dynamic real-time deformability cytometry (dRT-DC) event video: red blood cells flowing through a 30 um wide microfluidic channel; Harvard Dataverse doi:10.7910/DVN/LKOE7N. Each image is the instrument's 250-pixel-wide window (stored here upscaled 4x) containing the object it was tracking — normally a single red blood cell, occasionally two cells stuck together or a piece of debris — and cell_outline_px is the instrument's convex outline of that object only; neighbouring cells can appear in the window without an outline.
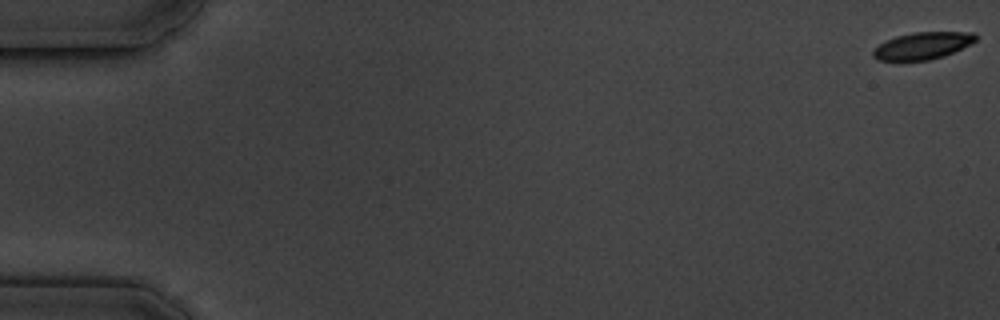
{"species": "common noctule bat (a hibernating species)", "species_latin": "Nyctalus noctula", "temperature_condition": "cold", "stored_images_in_passage": 5, "camera_frame_rate_fps": 3000, "um_per_image_px": 0.085, "animal": {"sex": "male", "body_mass_g": 19.5, "forearm_length_mm": 54.6}, "frame": {"image": 1, "passage_image": 1, "time_ms": 0.0, "image_size_px": [1000, 320], "cell_outline_px": [[976, 40], [944, 56], [928, 60], [876, 60], [872, 56], [872, 52], [880, 44], [896, 36], [912, 32], [976, 32]], "centroid_in_image_um": [78.4, 3.88], "position_along_channel_um": 6.6, "area_um2": 15.9}}
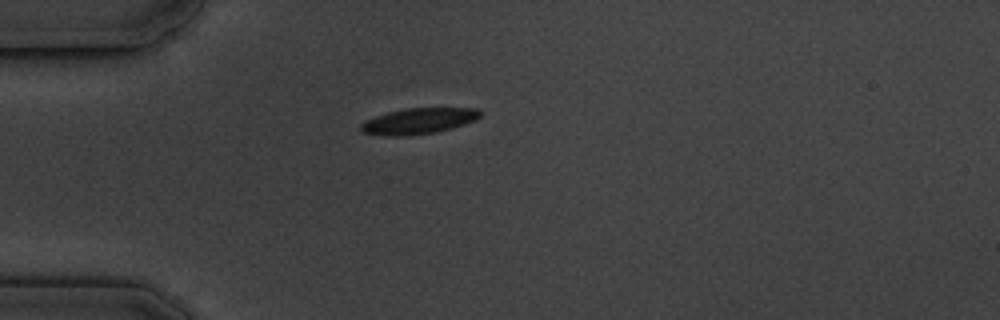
{"frame": {"image": 2, "passage_image": 5, "time_ms": 5.333, "image_size_px": [1000, 320], "cell_outline_px": [[480, 116], [476, 120], [452, 128], [436, 132], [400, 136], [388, 136], [364, 132], [360, 128], [360, 124], [376, 116], [388, 112], [404, 108], [476, 108], [480, 112]], "centroid_in_image_um": [35.6, 10.28], "position_along_channel_um": 49.4, "area_um2": 17.74}}